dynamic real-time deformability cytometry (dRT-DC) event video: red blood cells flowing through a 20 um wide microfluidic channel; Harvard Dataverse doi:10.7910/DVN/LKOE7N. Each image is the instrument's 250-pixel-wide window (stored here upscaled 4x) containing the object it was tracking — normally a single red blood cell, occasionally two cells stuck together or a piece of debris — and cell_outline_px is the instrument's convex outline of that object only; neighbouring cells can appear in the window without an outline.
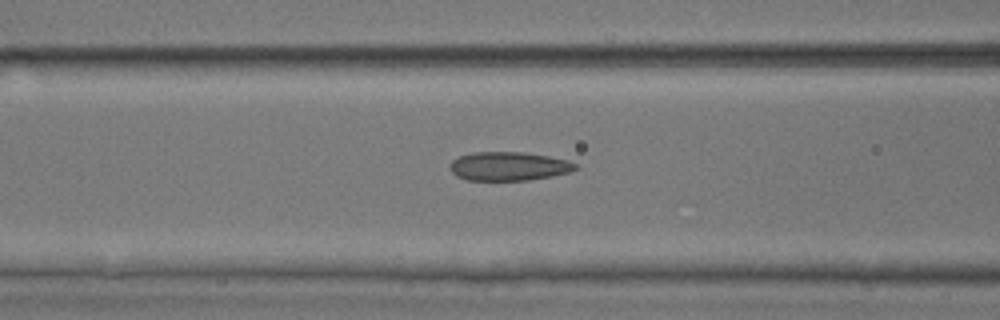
{"species": "common noctule bat (a hibernating species)", "species_latin": "Nyctalus noctula", "temperature_condition": "room temperature", "stored_images_in_passage": 12, "camera_frame_rate_fps": 3000, "um_per_image_px": 0.085, "animal": {"sex": "male", "body_mass_g": 17.9, "forearm_length_mm": 54.2}, "frame": {"image": 1, "passage_image": 10, "time_ms": 3.0, "image_size_px": [1000, 320], "cell_outline_px": [[580, 168], [568, 172], [552, 176], [528, 180], [468, 180], [456, 176], [452, 172], [452, 160], [460, 156], [472, 152], [524, 152], [548, 156], [568, 160], [576, 164]], "centroid_in_image_um": [43.27, 14.13], "position_along_channel_um": 123.3, "area_um2": 20.92}}